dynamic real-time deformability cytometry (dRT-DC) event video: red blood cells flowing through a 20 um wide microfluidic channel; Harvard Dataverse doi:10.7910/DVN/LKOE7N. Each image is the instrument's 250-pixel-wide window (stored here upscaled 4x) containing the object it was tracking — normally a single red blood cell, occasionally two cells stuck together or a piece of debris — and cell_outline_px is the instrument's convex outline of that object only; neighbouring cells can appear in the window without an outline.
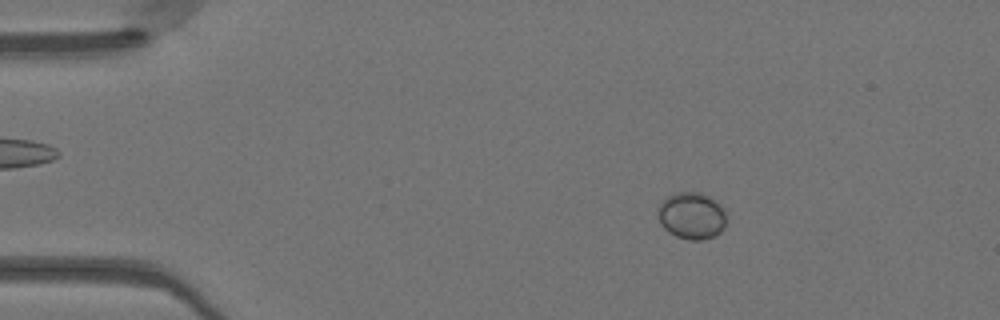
{"species": "Egyptian fruit bat (a non-hibernating species)", "species_latin": "Rousettus aegyptiacus", "temperature_condition": "warm", "stored_images_in_passage": 49, "camera_frame_rate_fps": 3000, "um_per_image_px": 0.085, "animal": {"sex": "female"}, "frame": {"image": 1, "passage_image": 8, "time_ms": 2.333, "image_size_px": [1000, 320], "cell_outline_px": [[724, 228], [716, 236], [700, 240], [688, 240], [676, 236], [668, 232], [660, 224], [656, 212], [656, 208], [668, 196], [676, 192], [700, 192], [716, 200], [724, 208]], "centroid_in_image_um": [58.76, 18.34], "position_along_channel_um": 26.2, "area_um2": 18.9}}
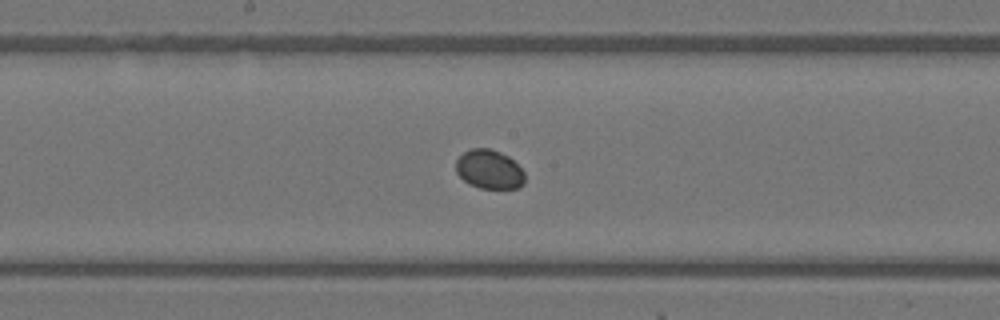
{"frame": {"image": 2, "passage_image": 26, "time_ms": 8.333, "image_size_px": [1000, 320], "cell_outline_px": [[524, 184], [520, 188], [480, 188], [468, 184], [456, 172], [456, 160], [464, 152], [472, 148], [492, 148], [508, 156], [524, 172]], "centroid_in_image_um": [41.58, 14.4], "position_along_channel_um": 206.6, "area_um2": 15.66}}
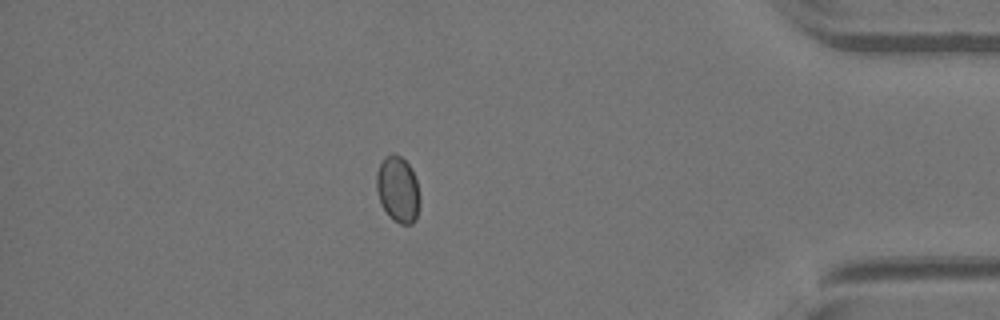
{"frame": {"image": 3, "passage_image": 43, "time_ms": 14.0, "image_size_px": [1000, 320], "cell_outline_px": [[420, 200], [416, 220], [412, 224], [400, 224], [388, 216], [380, 204], [376, 188], [376, 172], [384, 156], [400, 156], [412, 168], [416, 180], [420, 196]], "centroid_in_image_um": [33.82, 16.14], "position_along_channel_um": 401.4, "area_um2": 16.76}, "authors_computed_cell_mechanics": {"area_um2": 16.4152, "velocity_mm_per_s": 4.1354, "shape_relaxation_time_tau1_ms": null, "shape_relaxation_time_tau2_ms": 0.5848, "deformation_change_tau1": null, "deformation_change_tau2": 0.0126}}